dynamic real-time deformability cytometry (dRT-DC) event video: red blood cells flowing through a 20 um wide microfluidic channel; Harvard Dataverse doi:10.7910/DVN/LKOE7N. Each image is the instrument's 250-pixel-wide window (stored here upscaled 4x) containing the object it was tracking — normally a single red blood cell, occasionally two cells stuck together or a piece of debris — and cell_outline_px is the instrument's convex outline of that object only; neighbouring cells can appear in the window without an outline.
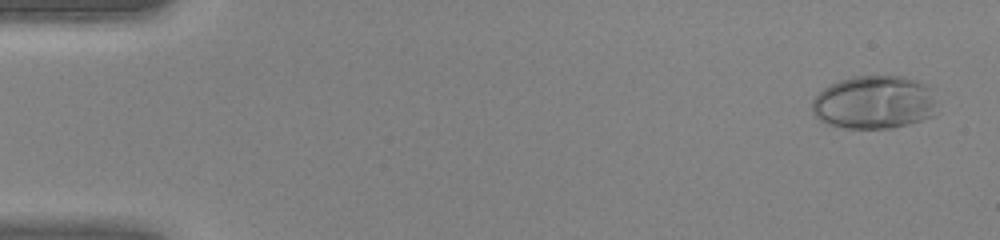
{"species": "human", "species_latin": "Homo sapiens", "temperature_condition": "warm", "stored_images_in_passage": 45, "camera_frame_rate_fps": 3000, "um_per_image_px": 0.085, "donor": {"sex": "female"}, "frame": {"image": 1, "passage_image": 2, "time_ms": 0.333, "image_size_px": [1000, 240], "cell_outline_px": [[932, 116], [908, 124], [892, 128], [844, 128], [828, 124], [820, 120], [812, 112], [812, 100], [824, 88], [840, 80], [852, 76], [904, 76], [916, 80], [924, 84], [928, 88], [932, 100]], "centroid_in_image_um": [74.22, 8.7], "position_along_channel_um": 10.8, "area_um2": 38.21}}
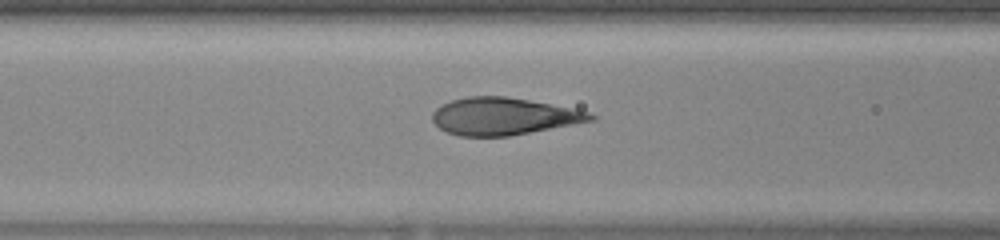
{"frame": {"image": 2, "passage_image": 19, "time_ms": 6.0, "image_size_px": [1000, 240], "cell_outline_px": [[596, 120], [508, 136], [460, 136], [448, 132], [440, 128], [432, 120], [432, 112], [436, 108], [452, 100], [468, 96], [504, 96], [528, 100], [588, 112], [596, 116]], "centroid_in_image_um": [42.77, 9.89], "position_along_channel_um": 123.8, "area_um2": 33.81}}
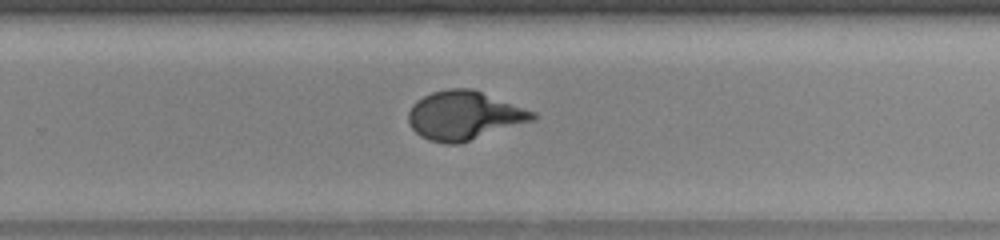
{"frame": {"image": 3, "passage_image": 30, "time_ms": 9.667, "image_size_px": [1000, 240], "cell_outline_px": [[536, 120], [456, 144], [444, 144], [428, 140], [420, 136], [408, 124], [408, 112], [412, 104], [416, 100], [432, 92], [448, 88], [472, 88], [536, 112]], "centroid_in_image_um": [39.43, 9.81], "position_along_channel_um": 290.4, "area_um2": 35.37}}